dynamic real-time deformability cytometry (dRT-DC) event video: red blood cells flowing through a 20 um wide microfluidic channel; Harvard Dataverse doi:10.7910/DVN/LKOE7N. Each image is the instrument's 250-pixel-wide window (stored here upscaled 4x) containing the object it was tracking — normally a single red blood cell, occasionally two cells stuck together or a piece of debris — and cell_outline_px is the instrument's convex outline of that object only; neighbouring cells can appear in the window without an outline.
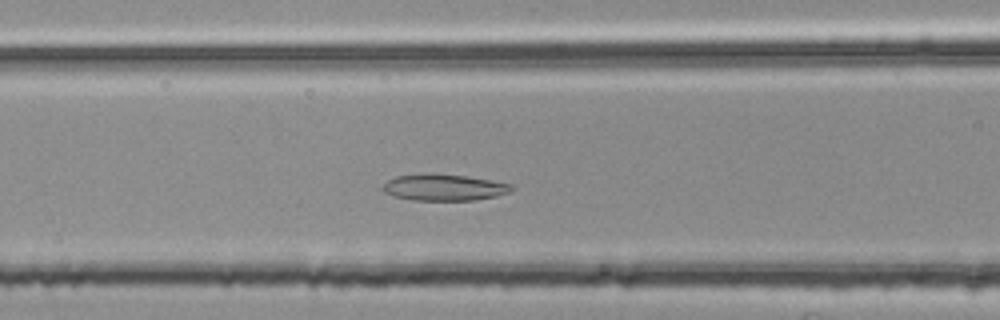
{"species": "common noctule bat (a hibernating species)", "species_latin": "Nyctalus noctula", "temperature_condition": "room temperature", "stored_images_in_passage": 45, "camera_frame_rate_fps": 3000, "um_per_image_px": 0.085, "animal": {"sex": "female", "body_mass_g": 25.1}, "frame": {"image": 1, "passage_image": 16, "time_ms": 5.0, "image_size_px": [1000, 320], "cell_outline_px": [[516, 188], [508, 192], [496, 196], [476, 200], [412, 200], [392, 196], [384, 192], [380, 188], [388, 180], [396, 176], [428, 172], [432, 172], [464, 176], [516, 184]], "centroid_in_image_um": [37.74, 15.92], "position_along_channel_um": 128.9, "area_um2": 20.23}}
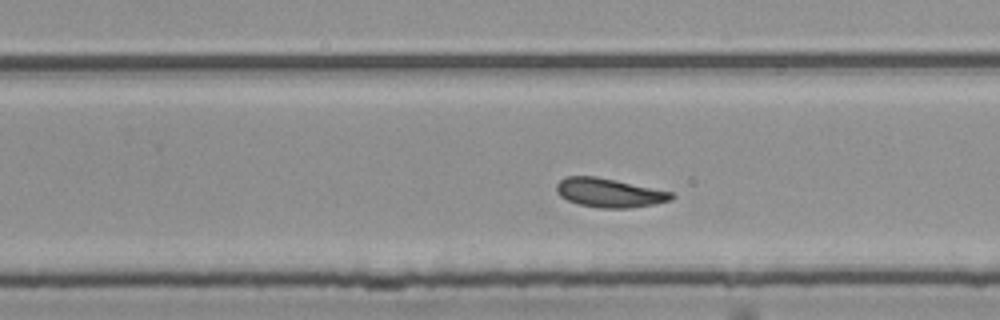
{"frame": {"image": 2, "passage_image": 28, "time_ms": 9.0, "image_size_px": [1000, 320], "cell_outline_px": [[676, 196], [672, 200], [652, 204], [628, 208], [600, 208], [580, 204], [568, 200], [560, 196], [556, 192], [556, 184], [560, 180], [568, 176], [596, 176], [616, 180], [672, 192]], "centroid_in_image_um": [51.78, 16.38], "position_along_channel_um": 278.0, "area_um2": 19.31}}
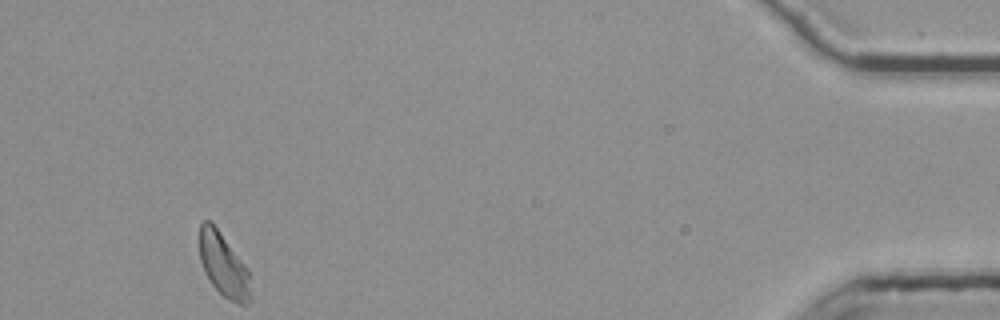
{"frame": {"image": 3, "passage_image": 45, "time_ms": 14.667, "image_size_px": [1000, 320], "cell_outline_px": [[252, 300], [248, 304], [236, 304], [224, 296], [212, 284], [204, 272], [200, 260], [200, 224], [204, 220], [208, 220], [216, 228], [244, 264], [248, 272], [252, 296]], "centroid_in_image_um": [19.01, 22.59], "position_along_channel_um": 416.2, "area_um2": 18.55}, "authors_computed_cell_mechanics": {"area_um2": 19.5364, "velocity_mm_per_s": 3.7395, "shape_relaxation_time_tau1_ms": null, "shape_relaxation_time_tau2_ms": 10.417, "deformation_change_tau1": null, "deformation_change_tau2": 0.1708}}